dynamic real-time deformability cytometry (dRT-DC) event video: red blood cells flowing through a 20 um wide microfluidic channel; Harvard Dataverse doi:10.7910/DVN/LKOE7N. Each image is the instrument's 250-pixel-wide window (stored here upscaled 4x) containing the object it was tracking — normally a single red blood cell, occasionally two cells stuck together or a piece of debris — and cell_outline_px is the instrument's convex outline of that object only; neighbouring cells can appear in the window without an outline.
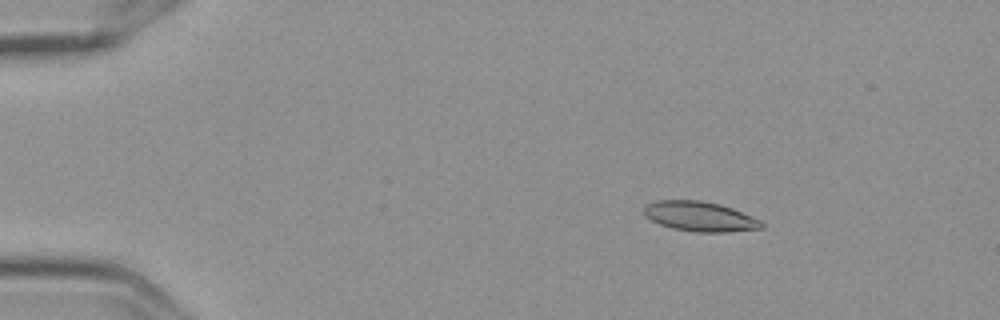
{"species": "Egyptian fruit bat (a non-hibernating species)", "species_latin": "Rousettus aegyptiacus", "temperature_condition": "cold", "stored_images_in_passage": 7, "camera_frame_rate_fps": 3000, "um_per_image_px": 0.085, "frame": {"image": 1, "passage_image": 3, "time_ms": 0.667, "image_size_px": [1000, 320], "cell_outline_px": [[764, 228], [728, 232], [696, 232], [672, 228], [660, 224], [644, 216], [644, 208], [648, 204], [656, 200], [700, 200], [720, 204], [732, 208], [752, 216], [760, 220], [764, 224]], "centroid_in_image_um": [59.51, 18.4], "position_along_channel_um": 25.5, "area_um2": 20.46}}
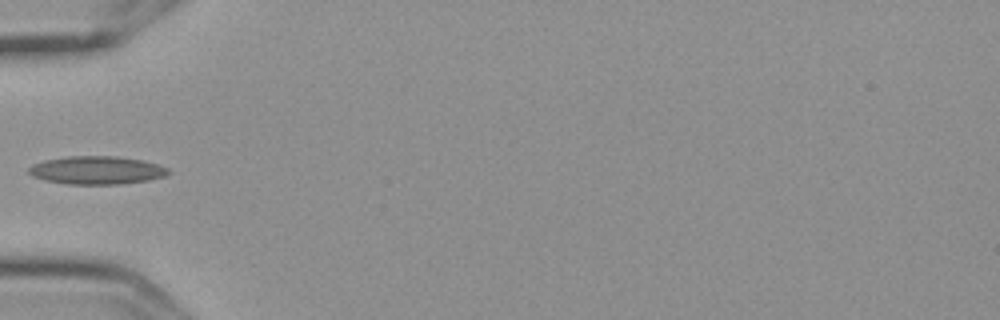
{"frame": {"image": 2, "passage_image": 6, "time_ms": 1.667, "image_size_px": [1000, 320], "cell_outline_px": [[168, 172], [164, 176], [148, 180], [120, 184], [68, 184], [44, 180], [32, 176], [28, 172], [28, 168], [32, 164], [44, 160], [68, 156], [116, 156], [144, 160], [168, 168]], "centroid_in_image_um": [8.18, 14.46], "position_along_channel_um": 76.8, "area_um2": 22.83}}
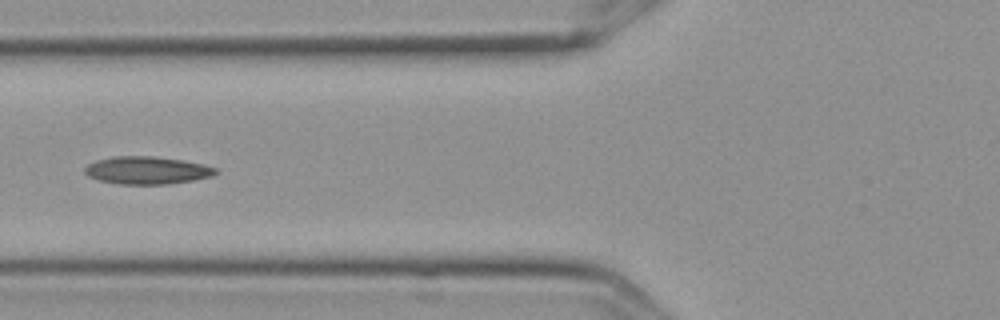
{"frame": {"image": 3, "passage_image": 7, "time_ms": 2.0, "image_size_px": [1000, 320], "cell_outline_px": [[220, 172], [212, 176], [192, 180], [164, 184], [116, 184], [100, 180], [88, 176], [84, 172], [84, 168], [88, 164], [96, 160], [112, 156], [152, 156], [180, 160], [204, 164], [216, 168]], "centroid_in_image_um": [12.48, 14.47], "position_along_channel_um": 113.3, "area_um2": 21.04}}